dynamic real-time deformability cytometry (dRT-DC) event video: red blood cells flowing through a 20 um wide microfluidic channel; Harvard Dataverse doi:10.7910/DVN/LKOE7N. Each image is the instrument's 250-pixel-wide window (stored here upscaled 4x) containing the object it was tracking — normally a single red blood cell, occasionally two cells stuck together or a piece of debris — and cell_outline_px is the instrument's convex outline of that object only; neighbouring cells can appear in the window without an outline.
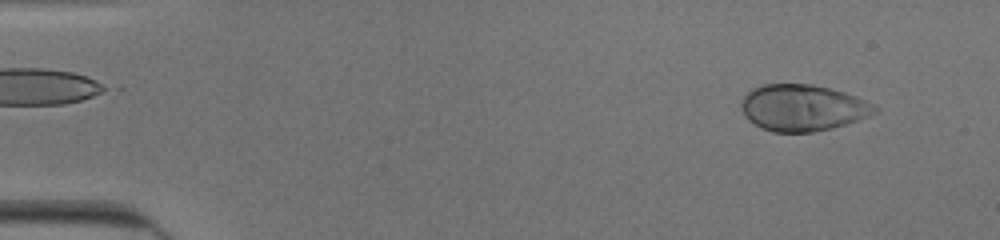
{"species": "human", "species_latin": "Homo sapiens", "temperature_condition": "cold", "stored_images_in_passage": 15, "camera_frame_rate_fps": 3000, "um_per_image_px": 0.085, "donor": {"sex": "male"}, "frame": {"image": 1, "passage_image": 1, "time_ms": 0.0, "image_size_px": [1000, 240], "cell_outline_px": [[880, 108], [876, 112], [868, 116], [832, 128], [812, 132], [772, 132], [748, 120], [744, 116], [740, 104], [744, 96], [752, 88], [764, 84], [812, 84], [844, 92], [856, 96]], "centroid_in_image_um": [68.21, 9.15], "position_along_channel_um": 16.8, "area_um2": 35.89}}
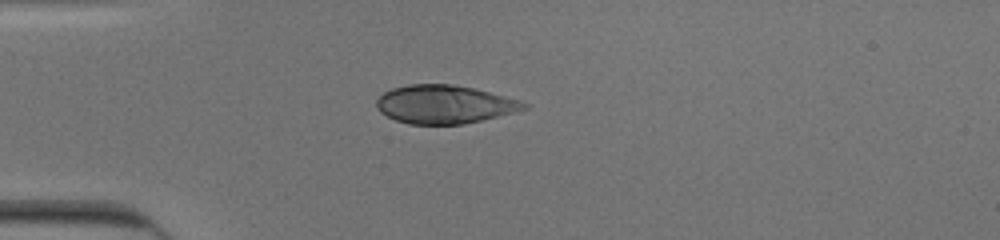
{"frame": {"image": 2, "passage_image": 11, "time_ms": 3.333, "image_size_px": [1000, 240], "cell_outline_px": [[528, 108], [516, 112], [464, 124], [408, 124], [396, 120], [380, 112], [376, 108], [376, 100], [384, 92], [392, 88], [408, 84], [452, 84], [472, 88], [520, 100], [528, 104]], "centroid_in_image_um": [37.76, 8.87], "position_along_channel_um": 47.2, "area_um2": 32.89}}
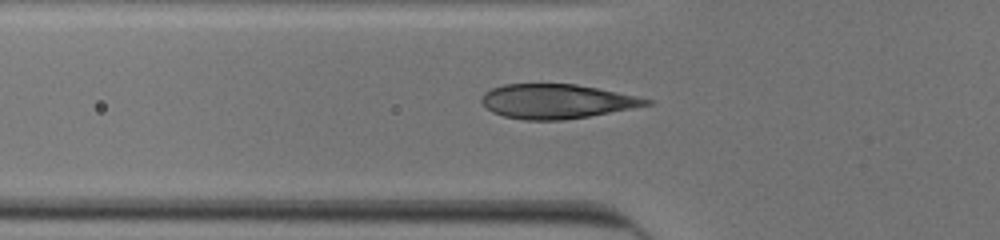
{"frame": {"image": 3, "passage_image": 15, "time_ms": 4.667, "image_size_px": [1000, 240], "cell_outline_px": [[652, 104], [632, 108], [588, 116], [564, 120], [524, 120], [504, 116], [492, 112], [480, 100], [480, 96], [484, 92], [492, 88], [504, 84], [576, 84], [636, 96], [652, 100]], "centroid_in_image_um": [47.27, 8.61], "position_along_channel_um": 78.5, "area_um2": 32.77}}